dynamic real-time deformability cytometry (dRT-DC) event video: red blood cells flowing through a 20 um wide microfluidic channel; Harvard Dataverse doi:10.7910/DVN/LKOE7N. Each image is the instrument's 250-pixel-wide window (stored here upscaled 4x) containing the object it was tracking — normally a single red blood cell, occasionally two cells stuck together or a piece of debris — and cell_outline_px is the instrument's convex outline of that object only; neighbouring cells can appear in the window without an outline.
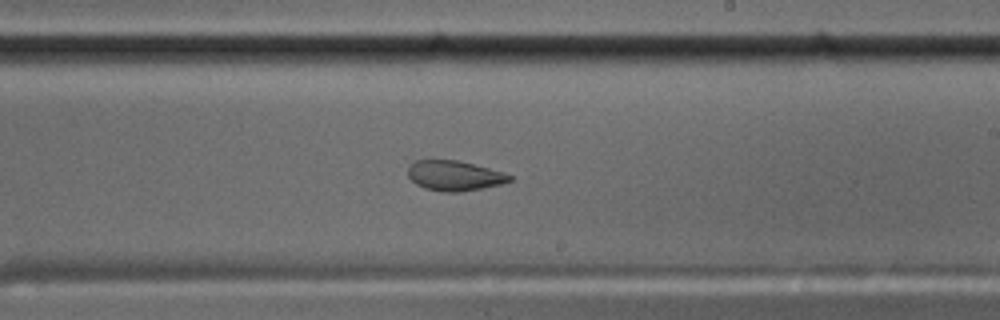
{"species": "common noctule bat (a hibernating species)", "species_latin": "Nyctalus noctula", "temperature_condition": "cold", "stored_images_in_passage": 35, "camera_frame_rate_fps": 3000, "um_per_image_px": 0.085, "animal": {"sex": "male", "body_mass_g": 17.5, "forearm_length_mm": 52.3}, "frame": {"image": 1, "passage_image": 35, "time_ms": 11.333, "image_size_px": [1000, 320], "cell_outline_px": [[512, 180], [500, 184], [460, 192], [444, 192], [424, 188], [416, 184], [408, 176], [408, 164], [416, 160], [456, 160], [504, 172], [512, 176]], "centroid_in_image_um": [38.59, 14.93], "position_along_channel_um": 250.4, "area_um2": 17.69}}